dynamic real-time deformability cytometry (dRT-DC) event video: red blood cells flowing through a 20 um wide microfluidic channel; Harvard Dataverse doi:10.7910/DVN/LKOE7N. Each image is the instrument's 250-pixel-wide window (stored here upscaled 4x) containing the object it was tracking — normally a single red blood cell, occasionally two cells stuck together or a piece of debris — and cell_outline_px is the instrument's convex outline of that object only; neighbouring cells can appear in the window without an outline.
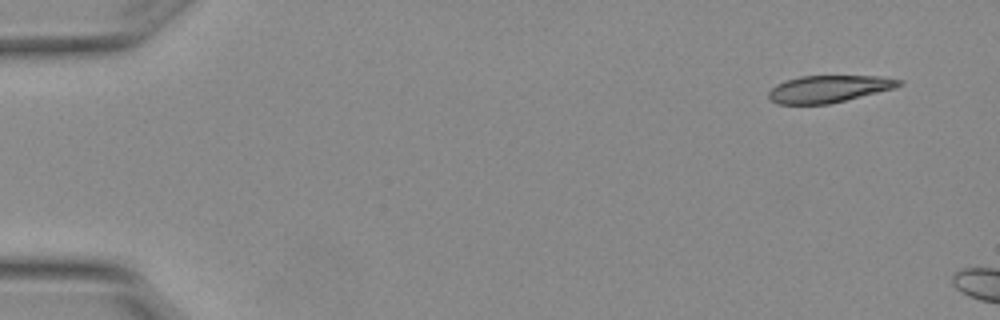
{"species": "Egyptian fruit bat (a non-hibernating species)", "species_latin": "Rousettus aegyptiacus", "temperature_condition": "warm", "stored_images_in_passage": 4, "camera_frame_rate_fps": 3000, "um_per_image_px": 0.085, "animal": {"sex": "female"}, "frame": {"image": 1, "passage_image": 1, "time_ms": 0.0, "image_size_px": [1000, 320], "cell_outline_px": [[904, 84], [896, 88], [828, 104], [780, 104], [772, 100], [768, 96], [768, 92], [776, 84], [784, 80], [800, 76], [876, 76], [904, 80]], "centroid_in_image_um": [70.47, 7.55], "position_along_channel_um": 14.5, "area_um2": 20.58}}